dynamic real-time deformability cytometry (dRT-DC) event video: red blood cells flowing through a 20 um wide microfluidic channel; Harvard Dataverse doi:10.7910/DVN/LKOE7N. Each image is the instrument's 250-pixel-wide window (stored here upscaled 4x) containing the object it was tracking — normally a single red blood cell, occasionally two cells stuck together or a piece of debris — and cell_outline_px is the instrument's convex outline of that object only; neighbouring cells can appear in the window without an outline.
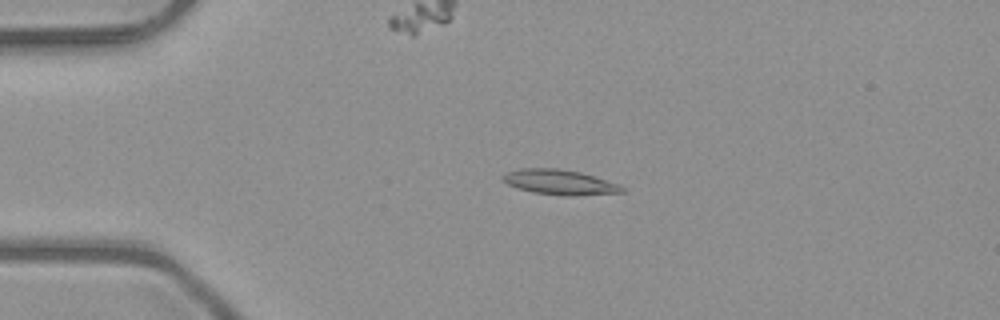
{"species": "common noctule bat (a hibernating species)", "species_latin": "Nyctalus noctula", "temperature_condition": "room temperature", "stored_images_in_passage": 3, "camera_frame_rate_fps": 3000, "um_per_image_px": 0.085, "animal": {"sex": "male", "body_mass_g": 23.1, "forearm_length_mm": 52.7}, "frame": {"image": 1, "passage_image": 2, "time_ms": 0.333, "image_size_px": [1000, 320], "cell_outline_px": [[624, 192], [572, 196], [564, 196], [532, 192], [516, 188], [508, 184], [500, 176], [508, 172], [520, 168], [556, 168], [580, 172], [620, 184], [624, 188]], "centroid_in_image_um": [47.57, 15.49], "position_along_channel_um": 37.4, "area_um2": 17.4}}